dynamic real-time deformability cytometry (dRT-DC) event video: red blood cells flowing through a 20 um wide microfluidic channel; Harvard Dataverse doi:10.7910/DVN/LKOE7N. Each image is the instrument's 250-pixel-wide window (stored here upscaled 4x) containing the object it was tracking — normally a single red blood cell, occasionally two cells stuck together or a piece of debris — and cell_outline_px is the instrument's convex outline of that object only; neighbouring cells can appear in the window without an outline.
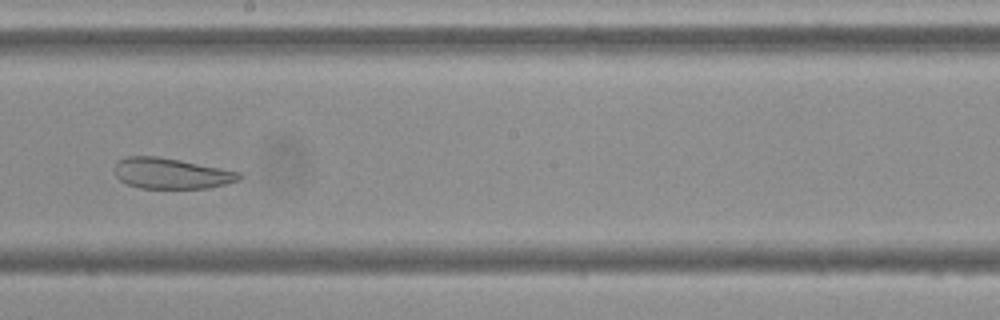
{"species": "Egyptian fruit bat (a non-hibernating species)", "species_latin": "Rousettus aegyptiacus", "temperature_condition": "cold", "stored_images_in_passage": 10, "camera_frame_rate_fps": 3000, "um_per_image_px": 0.085, "frame": {"image": 1, "passage_image": 9, "time_ms": 9.333, "image_size_px": [1000, 320], "cell_outline_px": [[244, 176], [240, 180], [208, 188], [140, 188], [128, 184], [120, 180], [116, 176], [116, 160], [128, 156], [156, 156], [180, 160], [240, 172]], "centroid_in_image_um": [14.56, 14.74], "position_along_channel_um": 233.6, "area_um2": 22.2}}
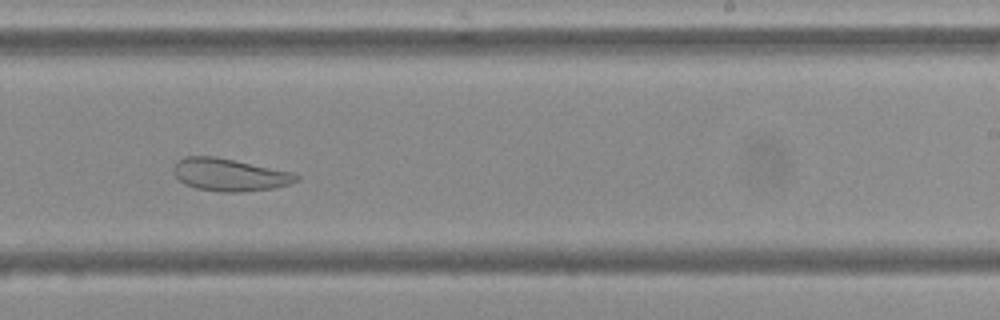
{"frame": {"image": 2, "passage_image": 10, "time_ms": 10.333, "image_size_px": [1000, 320], "cell_outline_px": [[300, 180], [276, 188], [236, 192], [220, 192], [196, 188], [184, 184], [172, 172], [172, 168], [176, 160], [184, 156], [216, 156], [296, 172], [300, 176]], "centroid_in_image_um": [19.53, 14.84], "position_along_channel_um": 269.5, "area_um2": 23.76}}